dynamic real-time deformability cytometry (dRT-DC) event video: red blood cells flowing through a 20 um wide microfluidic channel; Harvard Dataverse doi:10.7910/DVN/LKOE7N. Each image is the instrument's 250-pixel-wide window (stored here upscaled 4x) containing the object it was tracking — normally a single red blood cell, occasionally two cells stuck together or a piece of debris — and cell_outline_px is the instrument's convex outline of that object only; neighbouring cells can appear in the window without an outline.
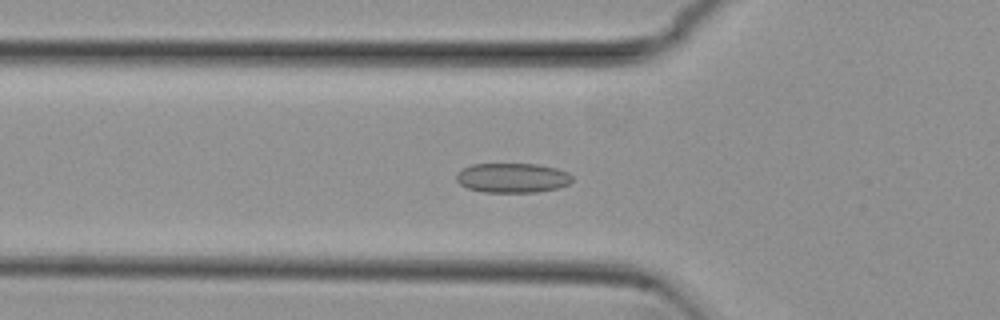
{"species": "common noctule bat (a hibernating species)", "species_latin": "Nyctalus noctula", "temperature_condition": "cold", "stored_images_in_passage": 30, "camera_frame_rate_fps": 3000, "um_per_image_px": 0.085, "animal": {"sex": "female", "body_mass_g": 29.2, "forearm_length_mm": 56.3}, "frame": {"image": 1, "passage_image": 19, "time_ms": 6.0, "image_size_px": [1000, 320], "cell_outline_px": [[572, 180], [568, 184], [556, 188], [536, 192], [484, 192], [468, 188], [460, 184], [456, 180], [456, 172], [472, 164], [536, 164], [556, 168], [568, 172], [572, 176]], "centroid_in_image_um": [43.54, 15.11], "position_along_channel_um": 82.3, "area_um2": 19.94}}
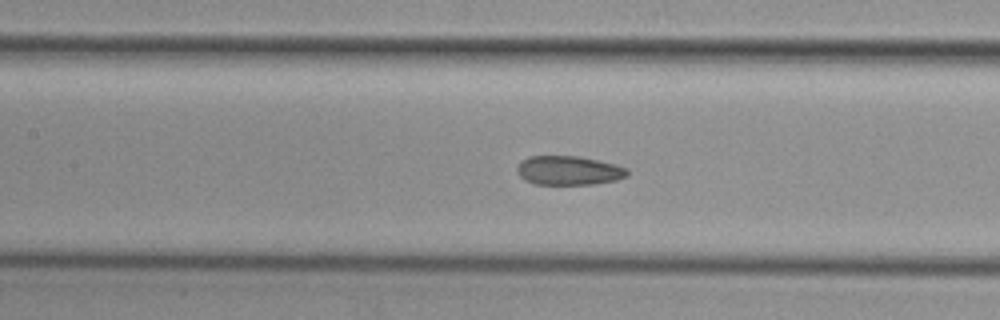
{"frame": {"image": 2, "passage_image": 25, "time_ms": 8.0, "image_size_px": [1000, 320], "cell_outline_px": [[628, 176], [616, 180], [592, 184], [536, 184], [524, 180], [516, 172], [516, 168], [520, 160], [528, 156], [580, 156], [616, 164], [628, 168]], "centroid_in_image_um": [48.33, 14.48], "position_along_channel_um": 159.1, "area_um2": 18.9}}
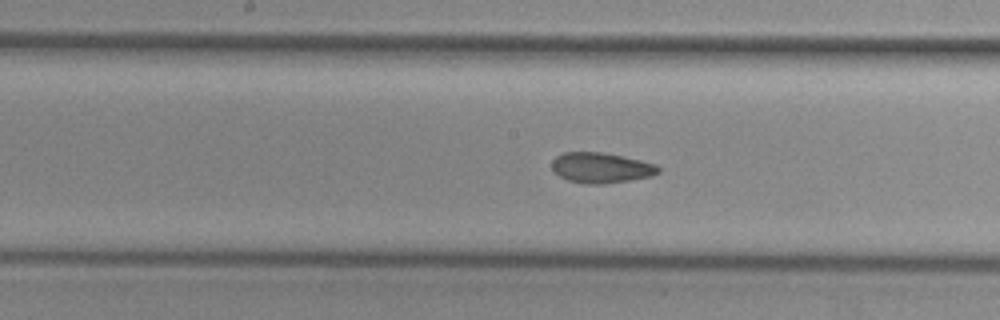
{"frame": {"image": 3, "passage_image": 28, "time_ms": 9.0, "image_size_px": [1000, 320], "cell_outline_px": [[660, 172], [652, 176], [604, 184], [584, 184], [568, 180], [560, 176], [552, 168], [552, 160], [556, 156], [564, 152], [600, 152], [624, 156], [656, 164], [660, 168]], "centroid_in_image_um": [51.1, 14.26], "position_along_channel_um": 197.1, "area_um2": 18.84}}